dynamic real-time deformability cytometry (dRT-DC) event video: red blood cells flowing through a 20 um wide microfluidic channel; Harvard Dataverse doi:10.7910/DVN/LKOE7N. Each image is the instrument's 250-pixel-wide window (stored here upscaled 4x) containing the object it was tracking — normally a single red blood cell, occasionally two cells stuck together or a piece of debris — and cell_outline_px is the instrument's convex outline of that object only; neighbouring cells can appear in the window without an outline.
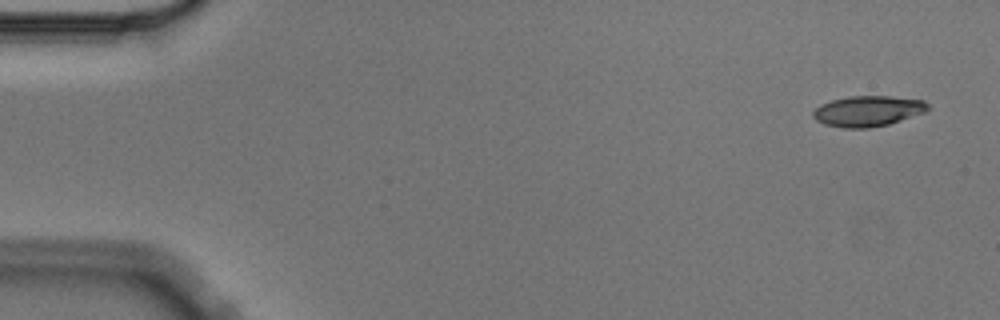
{"species": "Egyptian fruit bat (a non-hibernating species)", "species_latin": "Rousettus aegyptiacus", "temperature_condition": "cold", "stored_images_in_passage": 5, "camera_frame_rate_fps": 3000, "um_per_image_px": 0.085, "animal": {"sex": "male"}, "frame": {"image": 1, "passage_image": 1, "time_ms": 0.0, "image_size_px": [1000, 320], "cell_outline_px": [[928, 108], [924, 112], [888, 124], [868, 128], [844, 128], [824, 124], [816, 120], [812, 116], [812, 112], [820, 104], [832, 100], [848, 96], [888, 96], [924, 100], [928, 104]], "centroid_in_image_um": [73.73, 9.44], "position_along_channel_um": 11.3, "area_um2": 20.35}}
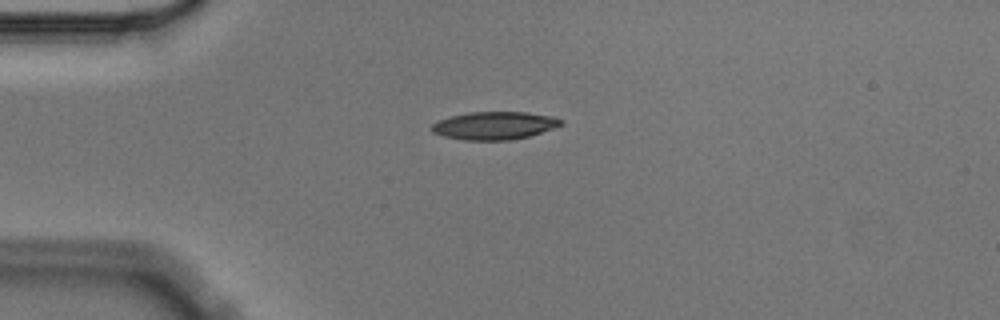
{"frame": {"image": 2, "passage_image": 4, "time_ms": 1.0, "image_size_px": [1000, 320], "cell_outline_px": [[564, 124], [528, 136], [508, 140], [464, 140], [444, 136], [432, 132], [432, 124], [440, 120], [452, 116], [468, 112], [528, 112], [552, 116], [564, 120]], "centroid_in_image_um": [42.04, 10.66], "position_along_channel_um": 43.0, "area_um2": 20.81}}